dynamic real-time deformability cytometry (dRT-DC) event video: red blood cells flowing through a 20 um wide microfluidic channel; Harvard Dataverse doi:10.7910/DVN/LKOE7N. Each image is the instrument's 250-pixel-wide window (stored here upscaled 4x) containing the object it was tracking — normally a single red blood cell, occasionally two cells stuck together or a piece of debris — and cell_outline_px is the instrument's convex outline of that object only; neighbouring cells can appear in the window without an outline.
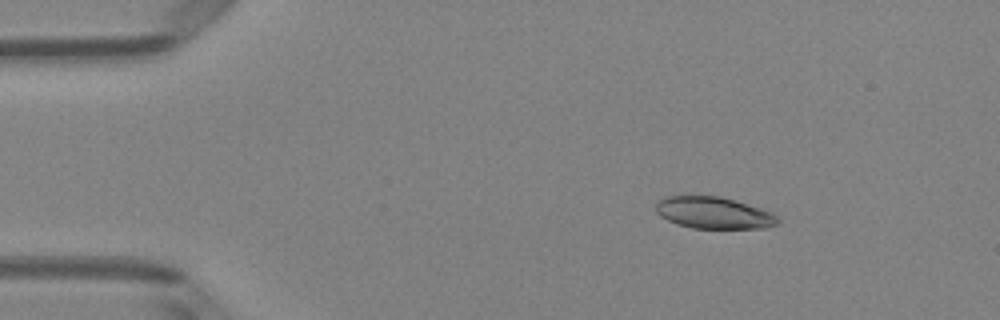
{"species": "Egyptian fruit bat (a non-hibernating species)", "species_latin": "Rousettus aegyptiacus", "temperature_condition": "room temperature", "stored_images_in_passage": 4, "camera_frame_rate_fps": 3000, "um_per_image_px": 0.085, "animal": {"sex": "female"}, "frame": {"image": 1, "passage_image": 2, "time_ms": 0.333, "image_size_px": [1000, 320], "cell_outline_px": [[780, 220], [776, 224], [764, 228], [692, 228], [676, 224], [660, 216], [656, 212], [656, 204], [660, 200], [668, 196], [720, 196], [760, 208], [772, 212]], "centroid_in_image_um": [60.66, 18.1], "position_along_channel_um": 24.3, "area_um2": 22.37}}